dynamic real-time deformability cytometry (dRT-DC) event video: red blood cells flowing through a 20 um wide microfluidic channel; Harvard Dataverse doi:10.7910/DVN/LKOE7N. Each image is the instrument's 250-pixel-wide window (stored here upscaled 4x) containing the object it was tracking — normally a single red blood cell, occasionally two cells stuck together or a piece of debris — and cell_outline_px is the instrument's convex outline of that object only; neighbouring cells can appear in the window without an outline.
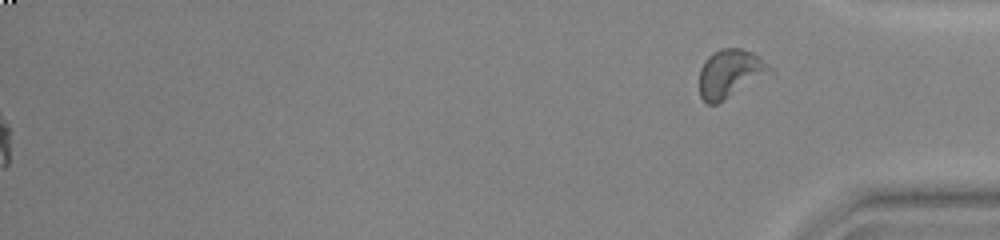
{"species": "common noctule bat (a hibernating species)", "species_latin": "Nyctalus noctula", "temperature_condition": "warm", "stored_images_in_passage": 53, "segment_of_instrument_passage": [2, 2], "camera_frame_rate_fps": 3000, "um_per_image_px": 0.085, "animal": {"sex": "female", "body_mass_g": 23.0, "forearm_length_mm": 53.4}, "frame": {"image": 1, "passage_image": 53, "time_ms": 17.333, "image_size_px": [1000, 240], "cell_outline_px": [[772, 72], [724, 100], [716, 104], [708, 104], [700, 96], [700, 68], [704, 60], [712, 52], [720, 48], [740, 48], [752, 52], [772, 68]], "centroid_in_image_um": [62.02, 6.24], "position_along_channel_um": 373.2, "area_um2": 19.59}}